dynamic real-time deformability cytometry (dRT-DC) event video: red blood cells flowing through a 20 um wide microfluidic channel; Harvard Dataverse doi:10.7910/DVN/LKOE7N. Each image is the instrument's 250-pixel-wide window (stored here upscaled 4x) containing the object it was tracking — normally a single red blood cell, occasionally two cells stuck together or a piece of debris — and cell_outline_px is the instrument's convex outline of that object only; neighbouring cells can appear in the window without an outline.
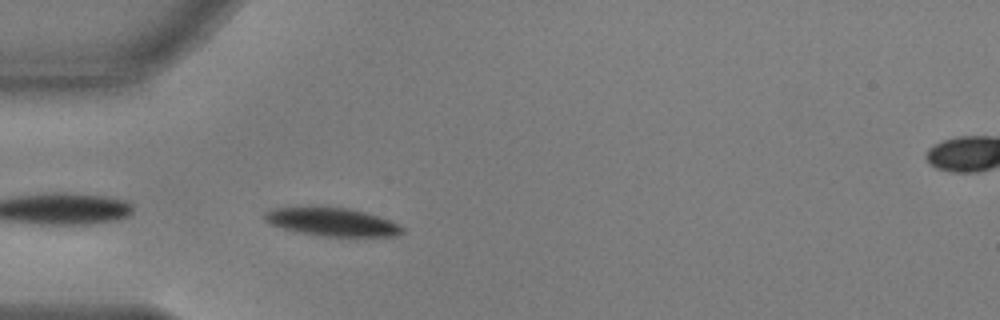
{"species": "common noctule bat (a hibernating species)", "species_latin": "Nyctalus noctula", "temperature_condition": "warm", "stored_images_in_passage": 18, "camera_frame_rate_fps": 3000, "um_per_image_px": 0.085, "animal": {"sex": "male", "body_mass_g": 17.9, "forearm_length_mm": 54.2}, "frame": {"image": 1, "passage_image": 3, "time_ms": 0.667, "image_size_px": [1000, 320], "cell_outline_px": [[404, 232], [396, 236], [320, 236], [296, 232], [272, 224], [264, 220], [264, 212], [272, 208], [348, 208], [364, 212], [400, 224], [404, 228]], "centroid_in_image_um": [28.24, 18.89], "position_along_channel_um": 56.8, "area_um2": 22.2}}
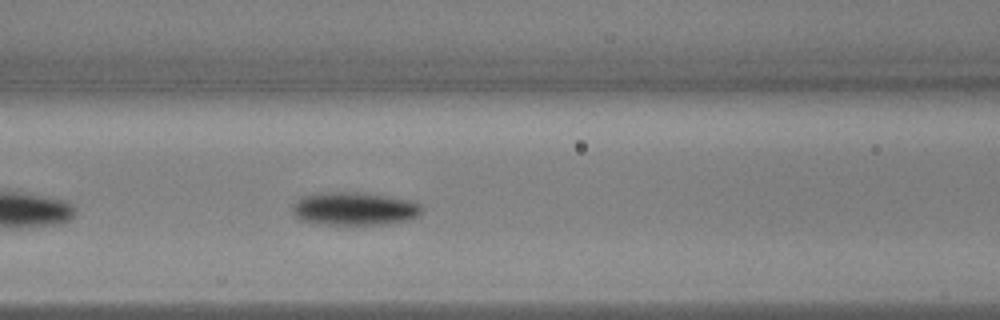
{"frame": {"image": 2, "passage_image": 10, "time_ms": 3.0, "image_size_px": [1000, 320], "cell_outline_px": [[424, 208], [420, 216], [408, 220], [388, 224], [344, 228], [320, 224], [304, 220], [296, 216], [292, 208], [304, 196], [316, 192], [364, 192], [412, 200], [420, 204]], "centroid_in_image_um": [30.21, 17.78], "position_along_channel_um": 136.4, "area_um2": 26.01}}
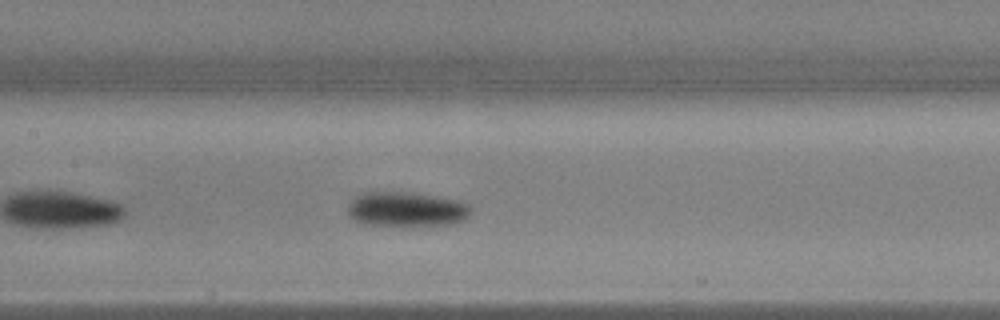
{"frame": {"image": 3, "passage_image": 13, "time_ms": 4.0, "image_size_px": [1000, 320], "cell_outline_px": [[472, 212], [464, 220], [452, 224], [400, 228], [392, 228], [364, 224], [348, 216], [348, 204], [356, 196], [364, 192], [400, 192], [436, 196], [456, 200], [468, 204], [472, 208]], "centroid_in_image_um": [34.54, 17.84], "position_along_channel_um": 172.9, "area_um2": 25.72}}